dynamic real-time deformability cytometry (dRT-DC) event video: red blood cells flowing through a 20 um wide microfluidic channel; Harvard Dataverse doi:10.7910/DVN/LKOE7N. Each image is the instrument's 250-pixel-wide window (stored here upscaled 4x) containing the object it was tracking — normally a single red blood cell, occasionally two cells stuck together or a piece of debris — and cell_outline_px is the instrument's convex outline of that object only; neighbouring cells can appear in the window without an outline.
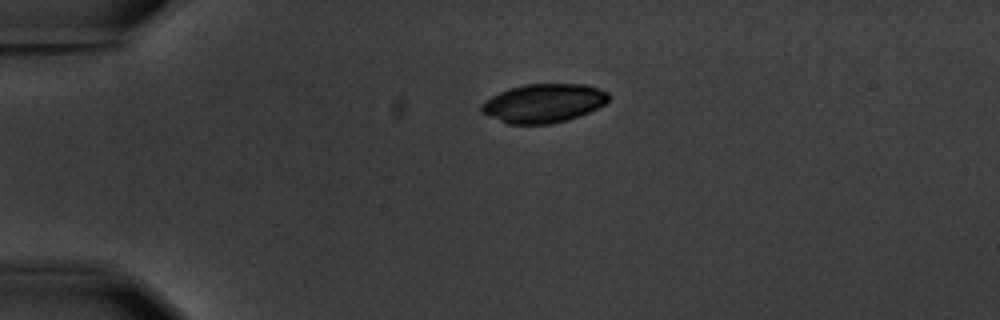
{"species": "common noctule bat (a hibernating species)", "species_latin": "Nyctalus noctula", "temperature_condition": "warm", "stored_images_in_passage": 6, "camera_frame_rate_fps": 3000, "um_per_image_px": 0.085, "animal": {"sex": "male", "body_mass_g": 20.1, "forearm_length_mm": 53.5}, "frame": {"image": 1, "passage_image": 6, "time_ms": 6.667, "image_size_px": [1000, 320], "cell_outline_px": [[608, 100], [604, 104], [588, 112], [568, 120], [552, 124], [508, 124], [480, 112], [480, 104], [484, 100], [508, 88], [524, 84], [588, 84], [600, 88], [608, 92]], "centroid_in_image_um": [46.18, 8.77], "position_along_channel_um": 38.8, "area_um2": 28.9}}